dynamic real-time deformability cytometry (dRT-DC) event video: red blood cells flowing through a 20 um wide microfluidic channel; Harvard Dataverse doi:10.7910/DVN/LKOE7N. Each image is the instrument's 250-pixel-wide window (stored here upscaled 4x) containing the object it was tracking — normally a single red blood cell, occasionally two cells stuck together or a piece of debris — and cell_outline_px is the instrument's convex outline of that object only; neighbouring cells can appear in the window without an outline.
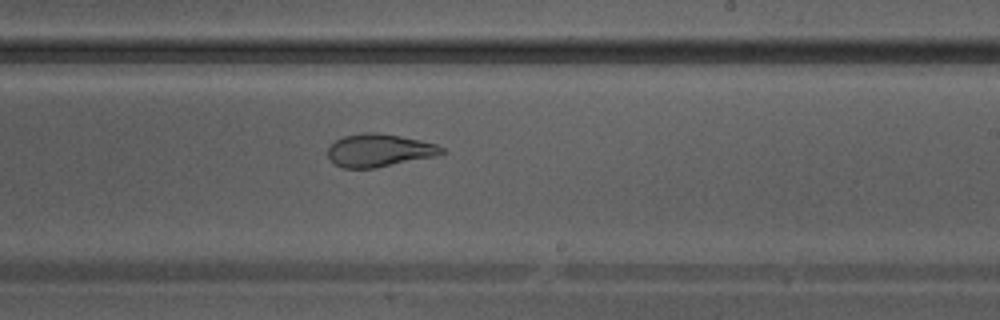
{"species": "Egyptian fruit bat (a non-hibernating species)", "species_latin": "Rousettus aegyptiacus", "temperature_condition": "warm", "stored_images_in_passage": 23, "camera_frame_rate_fps": 3000, "um_per_image_px": 0.085, "animal": {"sex": "male"}, "frame": {"image": 1, "passage_image": 14, "time_ms": 4.333, "image_size_px": [1000, 320], "cell_outline_px": [[448, 152], [436, 156], [372, 168], [340, 168], [328, 156], [328, 148], [336, 140], [344, 136], [364, 132], [376, 132], [400, 136], [420, 140], [436, 144], [444, 148]], "centroid_in_image_um": [32.26, 12.77], "position_along_channel_um": 256.7, "area_um2": 21.68}}